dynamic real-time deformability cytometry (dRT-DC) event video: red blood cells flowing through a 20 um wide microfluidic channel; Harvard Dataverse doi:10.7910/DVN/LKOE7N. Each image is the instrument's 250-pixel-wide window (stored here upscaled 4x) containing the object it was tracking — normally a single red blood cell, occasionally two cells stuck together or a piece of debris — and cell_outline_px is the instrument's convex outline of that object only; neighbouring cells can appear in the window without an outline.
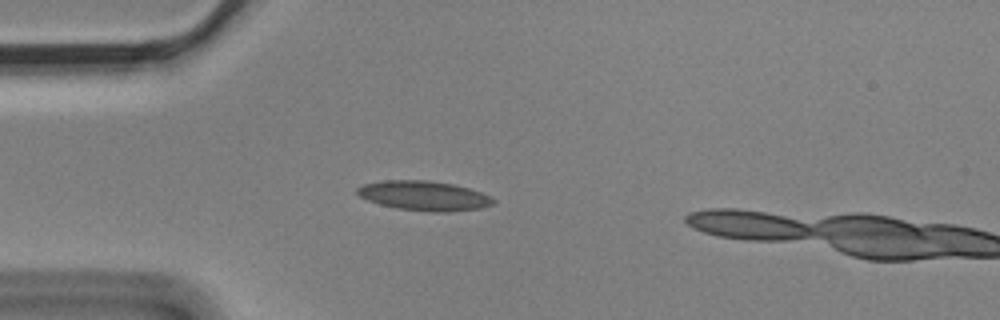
{"species": "Egyptian fruit bat (a non-hibernating species)", "species_latin": "Rousettus aegyptiacus", "temperature_condition": "cold", "stored_images_in_passage": 5, "camera_frame_rate_fps": 3000, "um_per_image_px": 0.085, "animal": {"sex": "male"}, "frame": {"image": 1, "passage_image": 4, "time_ms": 1.0, "image_size_px": [1000, 320], "cell_outline_px": [[496, 200], [492, 204], [480, 208], [448, 212], [432, 212], [396, 208], [380, 204], [368, 200], [360, 196], [356, 192], [356, 188], [364, 184], [384, 180], [428, 180], [452, 184], [468, 188], [492, 196]], "centroid_in_image_um": [36.04, 16.64], "position_along_channel_um": 49.0, "area_um2": 23.41}}